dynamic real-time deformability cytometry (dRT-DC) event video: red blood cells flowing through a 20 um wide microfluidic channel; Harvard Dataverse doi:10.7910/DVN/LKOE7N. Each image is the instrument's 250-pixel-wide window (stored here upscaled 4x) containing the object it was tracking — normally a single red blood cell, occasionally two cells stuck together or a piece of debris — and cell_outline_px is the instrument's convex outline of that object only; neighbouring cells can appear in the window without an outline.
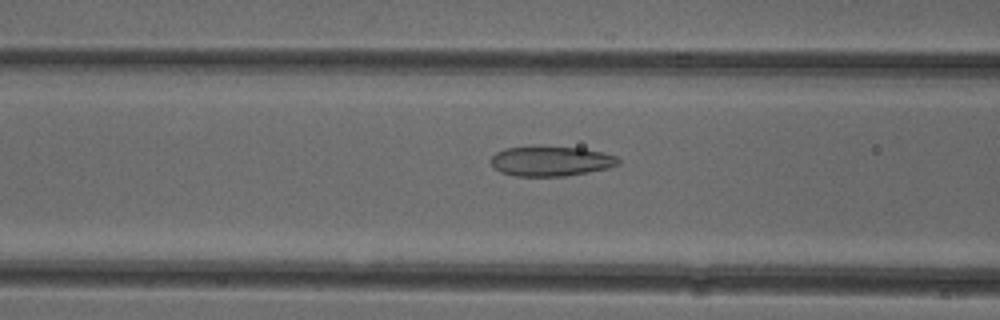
{"species": "common noctule bat (a hibernating species)", "species_latin": "Nyctalus noctula", "temperature_condition": "cold", "stored_images_in_passage": 41, "camera_frame_rate_fps": 3000, "um_per_image_px": 0.085, "animal": {"sex": "female"}, "frame": {"image": 1, "passage_image": 10, "time_ms": 3.0, "image_size_px": [1000, 320], "cell_outline_px": [[620, 164], [608, 168], [588, 172], [564, 176], [516, 176], [500, 172], [492, 164], [492, 156], [496, 152], [504, 148], [532, 144], [584, 148], [604, 152], [616, 156], [620, 160]], "centroid_in_image_um": [46.83, 13.65], "position_along_channel_um": 119.8, "area_um2": 22.89}}
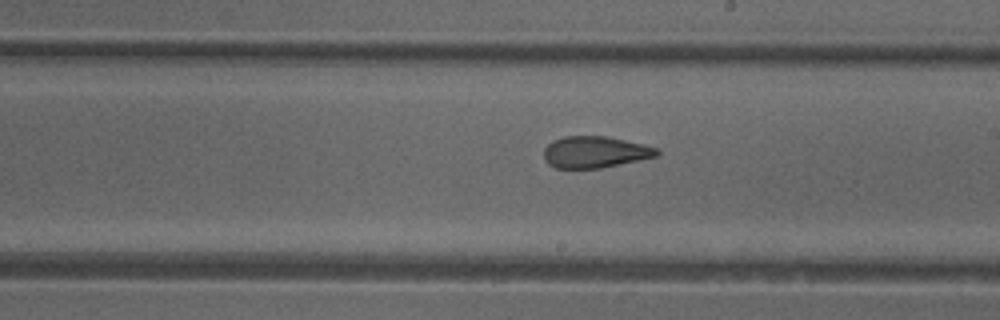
{"frame": {"image": 2, "passage_image": 19, "time_ms": 6.0, "image_size_px": [1000, 320], "cell_outline_px": [[660, 156], [600, 168], [556, 168], [548, 164], [544, 160], [544, 148], [552, 140], [564, 136], [604, 136], [644, 144], [660, 148]], "centroid_in_image_um": [50.6, 12.92], "position_along_channel_um": 238.4, "area_um2": 20.98}}
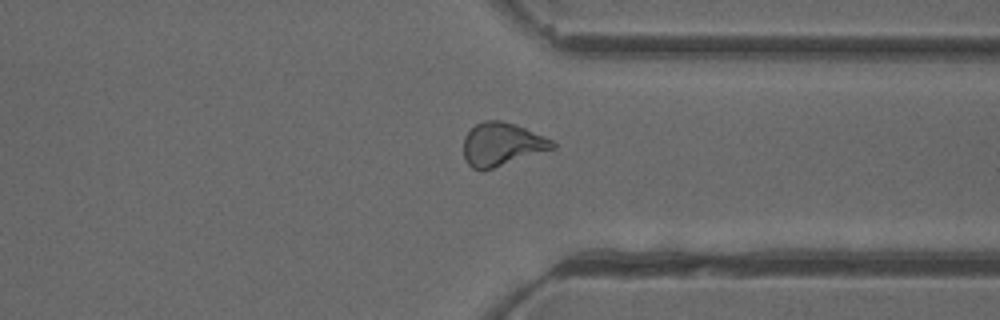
{"frame": {"image": 3, "passage_image": 29, "time_ms": 9.333, "image_size_px": [1000, 320], "cell_outline_px": [[556, 148], [484, 172], [472, 168], [468, 164], [464, 156], [464, 136], [476, 124], [484, 120], [500, 120], [516, 124], [544, 136], [552, 140], [556, 144]], "centroid_in_image_um": [42.66, 12.29], "position_along_channel_um": 368.7, "area_um2": 22.72}, "authors_computed_cell_mechanics": {"area_um2": 22.3108, "velocity_mm_per_s": 3.9496, "shape_relaxation_time_tau1_ms": null, "shape_relaxation_time_tau2_ms": 1.4985, "deformation_change_tau1": null, "deformation_change_tau2": 0.0846}}